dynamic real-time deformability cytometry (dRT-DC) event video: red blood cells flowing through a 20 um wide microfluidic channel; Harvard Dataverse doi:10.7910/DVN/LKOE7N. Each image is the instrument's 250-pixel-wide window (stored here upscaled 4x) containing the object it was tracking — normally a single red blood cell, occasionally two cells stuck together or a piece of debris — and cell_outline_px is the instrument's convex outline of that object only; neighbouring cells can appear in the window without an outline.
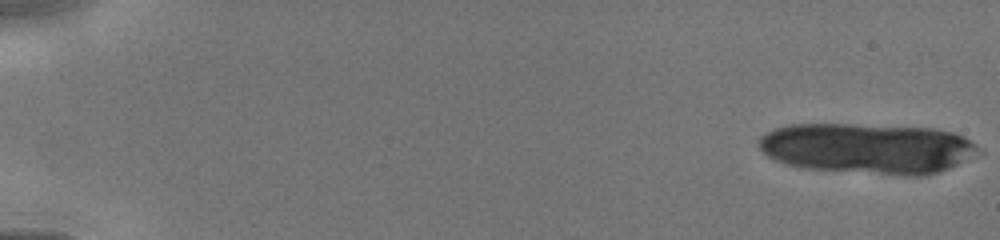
{"species": "human", "species_latin": "Homo sapiens", "temperature_condition": "cold", "stored_images_in_passage": 13, "camera_frame_rate_fps": 3000, "um_per_image_px": 0.085, "donor": {"sex": "male"}, "frame": {"image": 1, "passage_image": 1, "time_ms": 0.0, "image_size_px": [1000, 240], "cell_outline_px": [[984, 152], [976, 156], [948, 168], [924, 176], [904, 176], [800, 168], [784, 164], [768, 156], [760, 148], [756, 140], [760, 136], [776, 128], [788, 124], [852, 124], [932, 128], [952, 132], [964, 136], [976, 144]], "centroid_in_image_um": [73.76, 12.62], "position_along_channel_um": 11.2, "area_um2": 65.37}}